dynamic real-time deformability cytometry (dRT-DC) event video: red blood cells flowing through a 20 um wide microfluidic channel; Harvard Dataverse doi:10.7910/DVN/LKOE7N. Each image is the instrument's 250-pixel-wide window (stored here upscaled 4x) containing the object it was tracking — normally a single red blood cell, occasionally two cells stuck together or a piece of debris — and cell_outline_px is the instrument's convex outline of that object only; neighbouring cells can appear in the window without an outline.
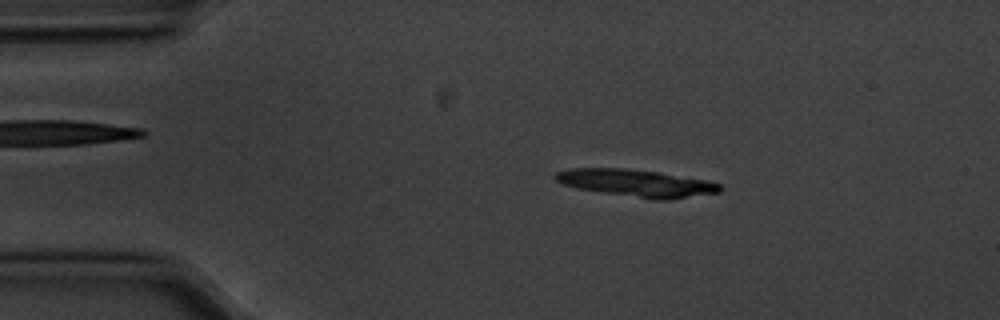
{"species": "common noctule bat (a hibernating species)", "species_latin": "Nyctalus noctula", "temperature_condition": "cold", "stored_images_in_passage": 15, "camera_frame_rate_fps": 3000, "um_per_image_px": 0.085, "animal": {"sex": "male", "body_mass_g": 20.1, "forearm_length_mm": 53.5}, "frame": {"image": 1, "passage_image": 9, "time_ms": 2.667, "image_size_px": [1000, 320], "cell_outline_px": [[720, 192], [668, 200], [656, 200], [600, 192], [576, 188], [564, 184], [556, 180], [552, 176], [556, 172], [568, 168], [628, 168], [660, 172], [708, 180], [720, 184]], "centroid_in_image_um": [54.08, 15.55], "position_along_channel_um": 30.9, "area_um2": 26.3}}